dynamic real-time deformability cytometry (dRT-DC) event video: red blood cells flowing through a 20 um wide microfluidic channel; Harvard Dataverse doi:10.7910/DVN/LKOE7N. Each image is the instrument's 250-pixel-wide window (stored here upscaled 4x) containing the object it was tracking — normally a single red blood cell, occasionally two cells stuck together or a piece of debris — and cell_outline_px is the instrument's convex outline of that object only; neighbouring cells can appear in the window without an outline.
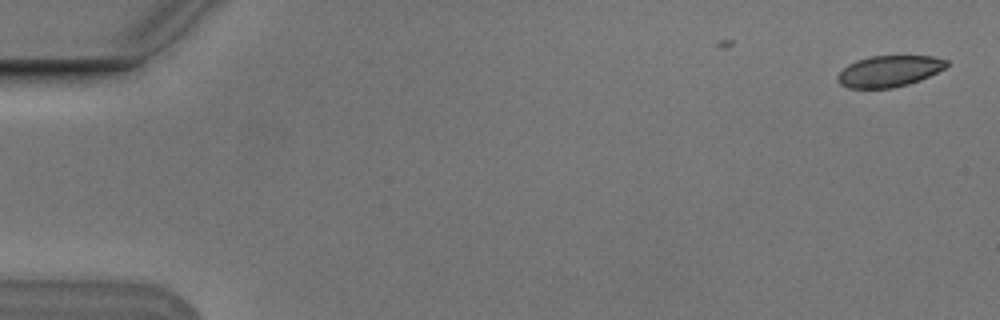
{"species": "Egyptian fruit bat (a non-hibernating species)", "species_latin": "Rousettus aegyptiacus", "temperature_condition": "cold", "stored_images_in_passage": 11, "camera_frame_rate_fps": 3000, "um_per_image_px": 0.085, "animal": {"sex": "male"}, "frame": {"image": 1, "passage_image": 1, "time_ms": 0.0, "image_size_px": [1000, 320], "cell_outline_px": [[948, 64], [944, 68], [920, 80], [908, 84], [892, 88], [848, 88], [840, 84], [836, 80], [836, 76], [848, 64], [856, 60], [872, 56], [932, 56], [948, 60]], "centroid_in_image_um": [75.55, 6.05], "position_along_channel_um": 9.5, "area_um2": 19.77}}